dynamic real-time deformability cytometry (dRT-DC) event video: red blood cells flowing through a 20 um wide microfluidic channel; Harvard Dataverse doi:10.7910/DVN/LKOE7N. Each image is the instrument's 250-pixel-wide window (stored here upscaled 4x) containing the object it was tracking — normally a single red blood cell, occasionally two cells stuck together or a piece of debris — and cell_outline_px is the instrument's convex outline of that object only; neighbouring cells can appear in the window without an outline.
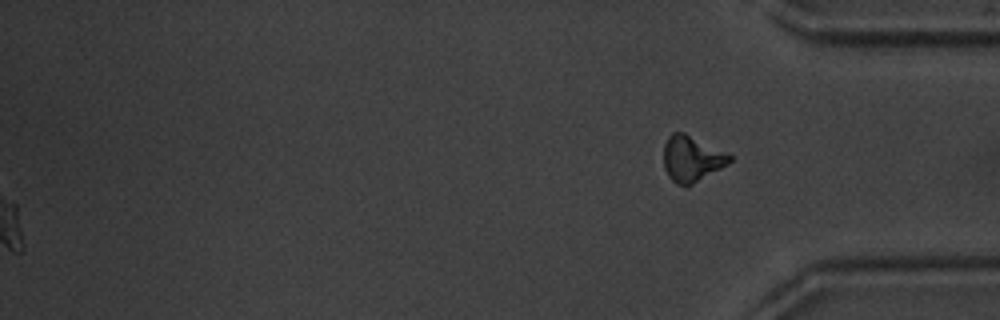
{"species": "common noctule bat (a hibernating species)", "species_latin": "Nyctalus noctula", "temperature_condition": "warm", "stored_images_in_passage": 52, "segment_of_instrument_passage": [2, 2], "camera_frame_rate_fps": 3000, "um_per_image_px": 0.085, "animal": {"sex": "male", "body_mass_g": 20.1, "forearm_length_mm": 53.5}, "frame": {"image": 1, "passage_image": 52, "time_ms": 17.0, "image_size_px": [1000, 320], "cell_outline_px": [[732, 160], [728, 164], [692, 184], [676, 184], [668, 176], [664, 168], [664, 144], [668, 136], [672, 132], [684, 132], [732, 156]], "centroid_in_image_um": [58.76, 13.48], "position_along_channel_um": 376.4, "area_um2": 17.28}}